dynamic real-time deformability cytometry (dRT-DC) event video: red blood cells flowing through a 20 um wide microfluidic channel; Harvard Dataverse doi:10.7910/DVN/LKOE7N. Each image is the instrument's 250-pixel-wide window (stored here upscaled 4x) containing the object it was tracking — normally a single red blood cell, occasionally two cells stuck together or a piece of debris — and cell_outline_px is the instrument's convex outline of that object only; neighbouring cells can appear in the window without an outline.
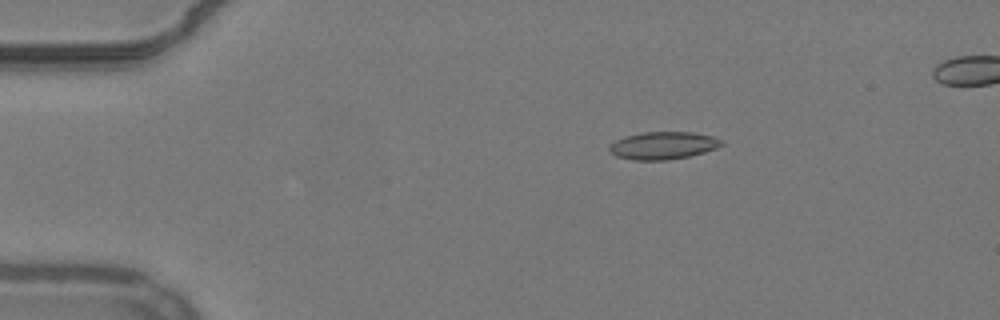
{"species": "common noctule bat (a hibernating species)", "species_latin": "Nyctalus noctula", "temperature_condition": "warm", "stored_images_in_passage": 33, "camera_frame_rate_fps": 3000, "um_per_image_px": 0.085, "animal": {"sex": "male", "body_mass_g": 19.2, "forearm_length_mm": 51.8}, "frame": {"image": 1, "passage_image": 1, "time_ms": 0.0, "image_size_px": [1000, 320], "cell_outline_px": [[724, 144], [716, 148], [704, 152], [688, 156], [668, 160], [632, 160], [616, 156], [608, 152], [608, 144], [624, 136], [640, 132], [692, 132], [712, 136], [724, 140]], "centroid_in_image_um": [56.32, 12.36], "position_along_channel_um": 28.7, "area_um2": 18.26}}
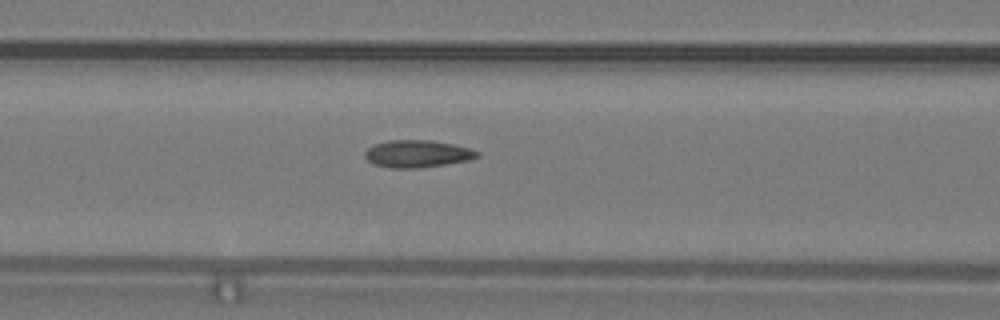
{"frame": {"image": 2, "passage_image": 14, "time_ms": 4.333, "image_size_px": [1000, 320], "cell_outline_px": [[480, 156], [468, 160], [420, 168], [388, 168], [372, 164], [364, 156], [364, 152], [368, 148], [376, 144], [388, 140], [428, 140], [452, 144], [468, 148], [480, 152]], "centroid_in_image_um": [35.44, 13.08], "position_along_channel_um": 131.2, "area_um2": 17.8}}
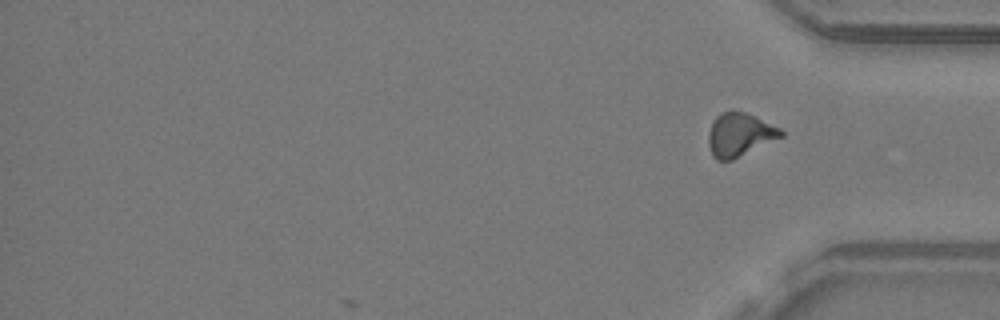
{"frame": {"image": 3, "passage_image": 33, "time_ms": 10.667, "image_size_px": [1000, 320], "cell_outline_px": [[784, 136], [732, 160], [716, 160], [712, 156], [708, 144], [708, 132], [716, 116], [720, 112], [732, 108], [744, 112], [780, 128], [784, 132]], "centroid_in_image_um": [62.84, 11.43], "position_along_channel_um": 372.4, "area_um2": 18.5}, "authors_computed_cell_mechanics": {"area_um2": 17.629, "velocity_mm_per_s": 3.8384, "shape_relaxation_time_tau1_ms": null, "shape_relaxation_time_tau2_ms": 2.9482, "deformation_change_tau1": null, "deformation_change_tau2": 0.1003}}